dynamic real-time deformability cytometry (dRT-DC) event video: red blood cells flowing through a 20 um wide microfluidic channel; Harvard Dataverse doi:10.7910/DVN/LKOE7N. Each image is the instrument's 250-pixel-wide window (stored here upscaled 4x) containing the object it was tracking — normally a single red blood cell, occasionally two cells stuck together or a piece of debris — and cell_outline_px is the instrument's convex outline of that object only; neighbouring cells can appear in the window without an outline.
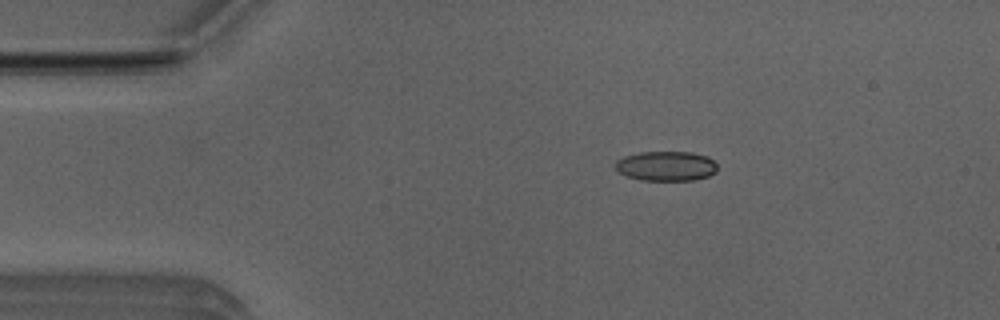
{"species": "Egyptian fruit bat (a non-hibernating species)", "species_latin": "Rousettus aegyptiacus", "temperature_condition": "room temperature", "stored_images_in_passage": 5, "camera_frame_rate_fps": 3000, "um_per_image_px": 0.085, "animal": {"sex": "male"}, "frame": {"image": 1, "passage_image": 2, "time_ms": 0.333, "image_size_px": [1000, 320], "cell_outline_px": [[716, 172], [708, 176], [692, 180], [640, 180], [616, 172], [616, 160], [624, 156], [640, 152], [692, 152], [708, 156], [716, 164]], "centroid_in_image_um": [56.61, 14.11], "position_along_channel_um": 28.4, "area_um2": 17.69}}